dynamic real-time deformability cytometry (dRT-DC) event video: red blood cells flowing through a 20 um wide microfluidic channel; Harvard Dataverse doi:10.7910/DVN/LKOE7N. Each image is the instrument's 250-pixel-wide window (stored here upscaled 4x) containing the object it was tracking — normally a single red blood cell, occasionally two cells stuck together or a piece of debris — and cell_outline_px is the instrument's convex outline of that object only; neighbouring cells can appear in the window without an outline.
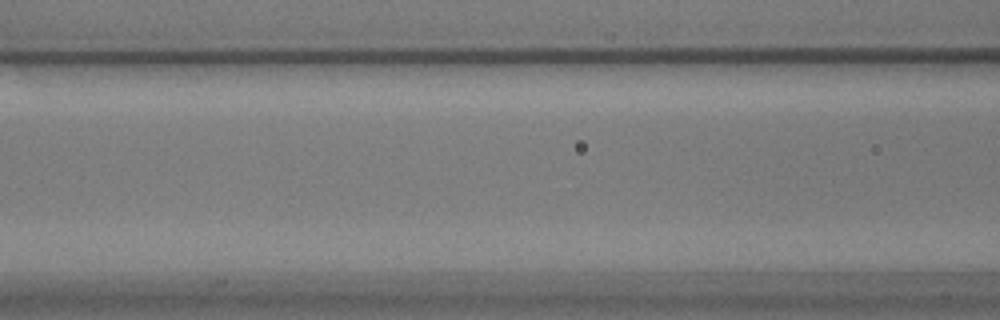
{"species": "common noctule bat (a hibernating species)", "species_latin": "Nyctalus noctula", "temperature_condition": "warm", "stored_images_in_passage": 6, "camera_frame_rate_fps": 3000, "um_per_image_px": 0.085, "animal": {"sex": "male", "body_mass_g": 17.9}, "frame": {"image": 1, "passage_image": 6, "time_ms": 1.667, "image_size_px": [1000, 320], "cell_outline_px": [[872, 212], [760, 212], [728, 208], [712, 204], [712, 200], [720, 192], [780, 188], [808, 188], [864, 192]], "centroid_in_image_um": [67.5, 17.05], "position_along_channel_um": 99.1, "area_um2": 23.64}}